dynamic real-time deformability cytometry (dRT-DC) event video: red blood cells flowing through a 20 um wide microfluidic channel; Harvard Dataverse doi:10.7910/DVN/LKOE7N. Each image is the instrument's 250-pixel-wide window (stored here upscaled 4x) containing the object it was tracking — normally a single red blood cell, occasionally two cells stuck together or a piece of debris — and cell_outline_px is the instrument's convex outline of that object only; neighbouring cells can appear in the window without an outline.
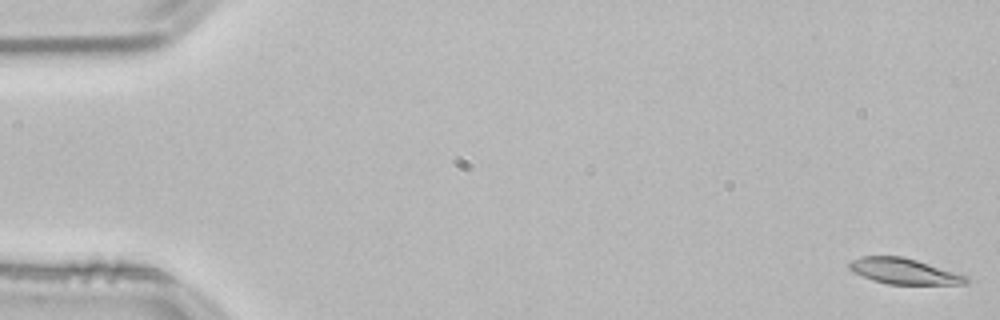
{"species": "common noctule bat (a hibernating species)", "species_latin": "Nyctalus noctula", "temperature_condition": "room temperature", "stored_images_in_passage": 53, "camera_frame_rate_fps": 3000, "um_per_image_px": 0.085, "animal": {"sex": "male", "body_mass_g": 21.5, "forearm_length_mm": 52.0}, "frame": {"image": 1, "passage_image": 1, "time_ms": 0.0, "image_size_px": [1000, 320], "cell_outline_px": [[968, 284], [888, 284], [872, 280], [852, 272], [848, 268], [848, 264], [852, 260], [860, 256], [904, 256], [968, 276]], "centroid_in_image_um": [76.81, 23.05], "position_along_channel_um": 8.2, "area_um2": 17.57}}
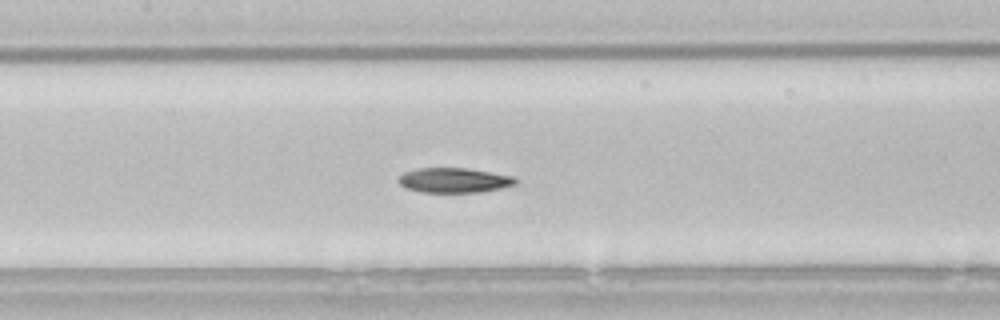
{"frame": {"image": 2, "passage_image": 25, "time_ms": 8.0, "image_size_px": [1000, 320], "cell_outline_px": [[516, 184], [500, 188], [480, 192], [420, 192], [404, 188], [396, 180], [404, 172], [420, 168], [468, 168], [516, 176]], "centroid_in_image_um": [38.59, 15.32], "position_along_channel_um": 168.8, "area_um2": 17.05}}
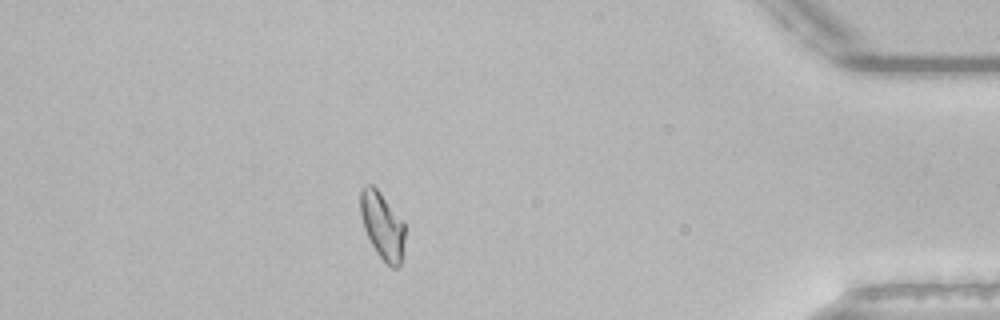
{"frame": {"image": 3, "passage_image": 47, "time_ms": 15.333, "image_size_px": [1000, 320], "cell_outline_px": [[404, 240], [400, 264], [396, 268], [392, 268], [376, 252], [364, 228], [360, 212], [360, 188], [364, 184], [372, 184], [380, 192], [404, 224]], "centroid_in_image_um": [32.46, 19.15], "position_along_channel_um": 402.7, "area_um2": 16.99}, "authors_computed_cell_mechanics": {"area_um2": 17.5134, "velocity_mm_per_s": 3.8118, "shape_relaxation_time_tau1_ms": 6.7607, "shape_relaxation_time_tau2_ms": 10.0952, "deformation_change_tau1": 0.1573, "deformation_change_tau2": 0.1457}}